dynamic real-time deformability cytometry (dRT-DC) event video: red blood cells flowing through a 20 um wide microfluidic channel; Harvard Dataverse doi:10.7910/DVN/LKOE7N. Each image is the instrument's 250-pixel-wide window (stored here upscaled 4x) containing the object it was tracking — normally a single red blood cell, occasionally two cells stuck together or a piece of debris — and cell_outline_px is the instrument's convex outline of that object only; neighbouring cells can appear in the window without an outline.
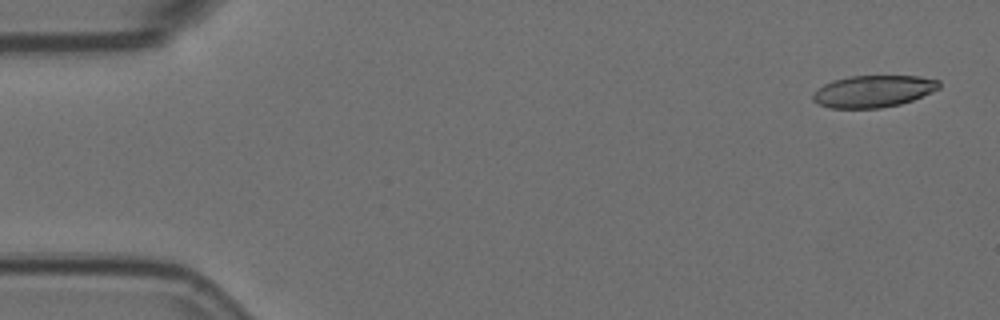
{"species": "Egyptian fruit bat (a non-hibernating species)", "species_latin": "Rousettus aegyptiacus", "temperature_condition": "room temperature", "stored_images_in_passage": 5, "camera_frame_rate_fps": 3000, "um_per_image_px": 0.085, "animal": {"sex": "female"}, "frame": {"image": 1, "passage_image": 1, "time_ms": 0.0, "image_size_px": [1000, 320], "cell_outline_px": [[940, 88], [932, 92], [912, 100], [900, 104], [880, 108], [828, 108], [812, 100], [812, 96], [824, 84], [832, 80], [852, 76], [920, 76], [940, 80]], "centroid_in_image_um": [74.26, 7.75], "position_along_channel_um": 10.7, "area_um2": 23.41}}
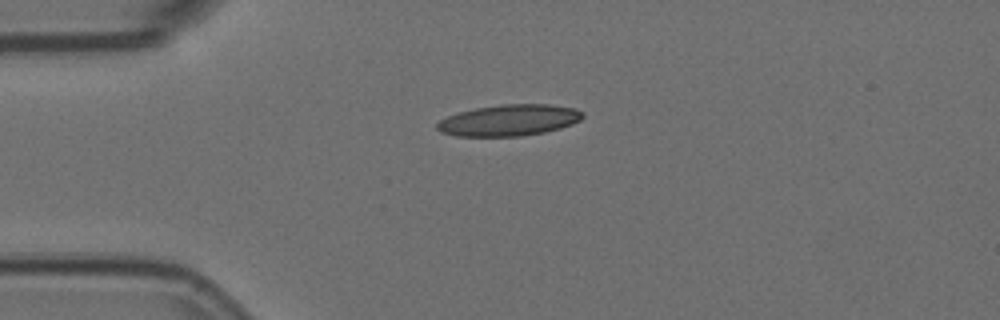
{"frame": {"image": 2, "passage_image": 4, "time_ms": 1.0, "image_size_px": [1000, 320], "cell_outline_px": [[584, 116], [580, 120], [572, 124], [560, 128], [544, 132], [520, 136], [456, 136], [440, 132], [436, 128], [436, 124], [440, 120], [448, 116], [460, 112], [476, 108], [504, 104], [548, 104], [576, 108], [584, 112]], "centroid_in_image_um": [43.29, 10.22], "position_along_channel_um": 41.7, "area_um2": 26.53}}